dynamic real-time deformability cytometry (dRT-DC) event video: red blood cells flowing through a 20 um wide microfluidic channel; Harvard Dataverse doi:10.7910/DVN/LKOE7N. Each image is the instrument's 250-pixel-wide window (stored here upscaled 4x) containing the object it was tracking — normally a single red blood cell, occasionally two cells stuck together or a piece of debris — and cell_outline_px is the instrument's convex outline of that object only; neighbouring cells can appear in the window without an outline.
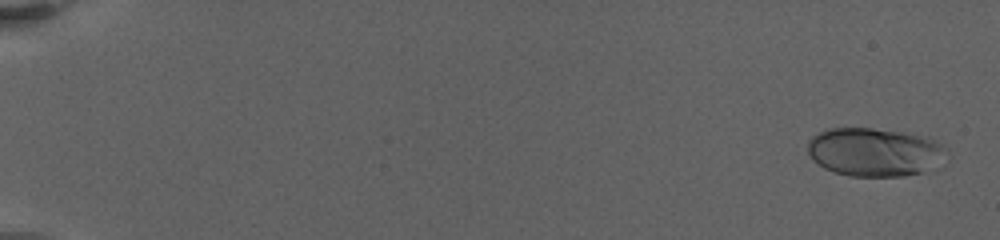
{"species": "human", "species_latin": "Homo sapiens", "temperature_condition": "warm", "stored_images_in_passage": 46, "camera_frame_rate_fps": 3000, "um_per_image_px": 0.085, "donor": {"sex": "female"}, "frame": {"image": 1, "passage_image": 3, "time_ms": 0.667, "image_size_px": [1000, 240], "cell_outline_px": [[948, 148], [920, 172], [904, 176], [848, 176], [824, 168], [808, 152], [808, 140], [812, 136], [828, 128], [872, 128], [900, 132], [936, 140], [944, 144]], "centroid_in_image_um": [74.22, 12.9], "position_along_channel_um": 10.8, "area_um2": 37.97}}
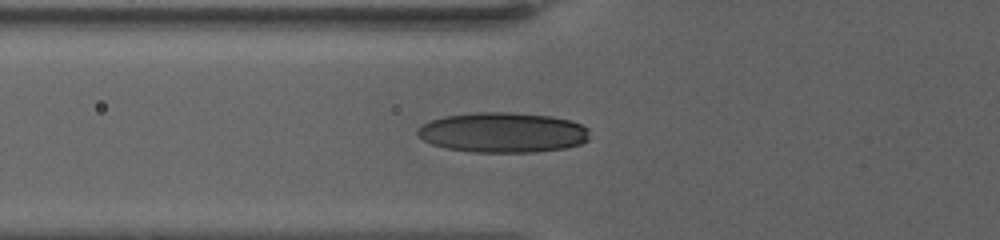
{"frame": {"image": 2, "passage_image": 33, "time_ms": 8.667, "image_size_px": [1000, 240], "cell_outline_px": [[588, 140], [580, 144], [564, 148], [536, 152], [472, 152], [444, 148], [432, 144], [416, 136], [416, 128], [432, 120], [444, 116], [476, 112], [512, 112], [552, 116], [568, 120], [580, 124], [588, 128]], "centroid_in_image_um": [42.71, 11.26], "position_along_channel_um": 83.1, "area_um2": 40.4}}
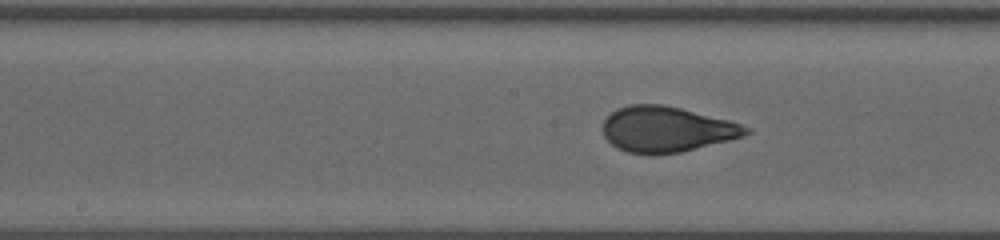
{"frame": {"image": 3, "passage_image": 45, "time_ms": 12.0, "image_size_px": [1000, 240], "cell_outline_px": [[752, 132], [744, 136], [680, 152], [652, 156], [648, 156], [628, 152], [616, 148], [604, 136], [600, 128], [604, 120], [616, 108], [628, 104], [664, 104], [728, 120], [752, 128]], "centroid_in_image_um": [56.61, 11.0], "position_along_channel_um": 191.6, "area_um2": 38.38}}